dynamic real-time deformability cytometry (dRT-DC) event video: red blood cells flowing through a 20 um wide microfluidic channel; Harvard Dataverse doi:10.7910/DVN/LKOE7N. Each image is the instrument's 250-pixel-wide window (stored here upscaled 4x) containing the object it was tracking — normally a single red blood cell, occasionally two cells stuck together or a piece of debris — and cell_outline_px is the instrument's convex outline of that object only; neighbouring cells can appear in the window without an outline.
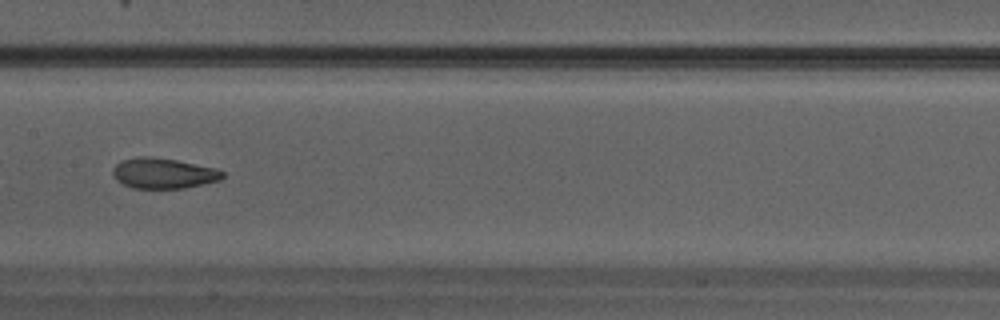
{"species": "Egyptian fruit bat (a non-hibernating species)", "species_latin": "Rousettus aegyptiacus", "temperature_condition": "warm", "stored_images_in_passage": 25, "camera_frame_rate_fps": 3000, "um_per_image_px": 0.085, "animal": {"sex": "male"}, "frame": {"image": 1, "passage_image": 8, "time_ms": 2.333, "image_size_px": [1000, 320], "cell_outline_px": [[224, 176], [220, 180], [184, 188], [132, 188], [116, 180], [112, 176], [112, 168], [120, 160], [140, 156], [152, 156], [176, 160], [216, 168], [224, 172]], "centroid_in_image_um": [13.85, 14.72], "position_along_channel_um": 193.5, "area_um2": 19.59}}